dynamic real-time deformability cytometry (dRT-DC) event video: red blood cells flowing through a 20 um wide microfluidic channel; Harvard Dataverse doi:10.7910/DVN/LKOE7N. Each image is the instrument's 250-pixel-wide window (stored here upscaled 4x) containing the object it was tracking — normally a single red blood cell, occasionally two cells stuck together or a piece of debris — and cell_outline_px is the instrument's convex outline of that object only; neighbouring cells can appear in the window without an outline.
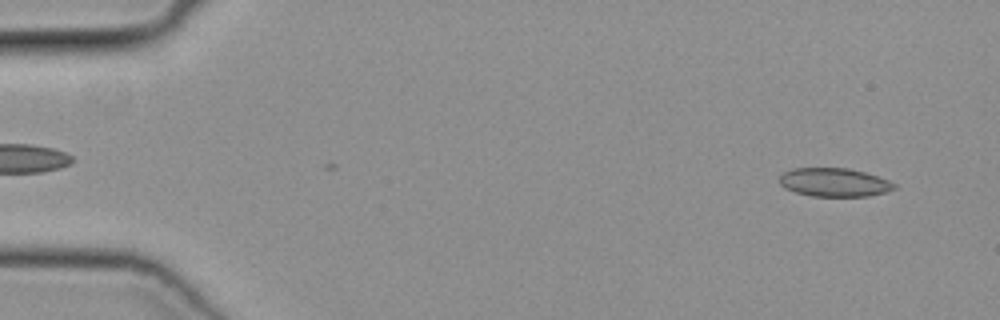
{"species": "common noctule bat (a hibernating species)", "species_latin": "Nyctalus noctula", "temperature_condition": "cold", "stored_images_in_passage": 50, "segment_of_instrument_passage": [1, 2], "camera_frame_rate_fps": 3000, "um_per_image_px": 0.085, "animal": {"sex": "female", "body_mass_g": 19.3, "forearm_length_mm": 54.1}, "frame": {"image": 1, "passage_image": 3, "time_ms": 0.667, "image_size_px": [1000, 320], "cell_outline_px": [[896, 188], [884, 192], [868, 196], [812, 196], [796, 192], [784, 188], [780, 184], [780, 176], [784, 172], [792, 168], [848, 168], [864, 172], [888, 180], [896, 184]], "centroid_in_image_um": [70.89, 15.49], "position_along_channel_um": 14.1, "area_um2": 18.96}}
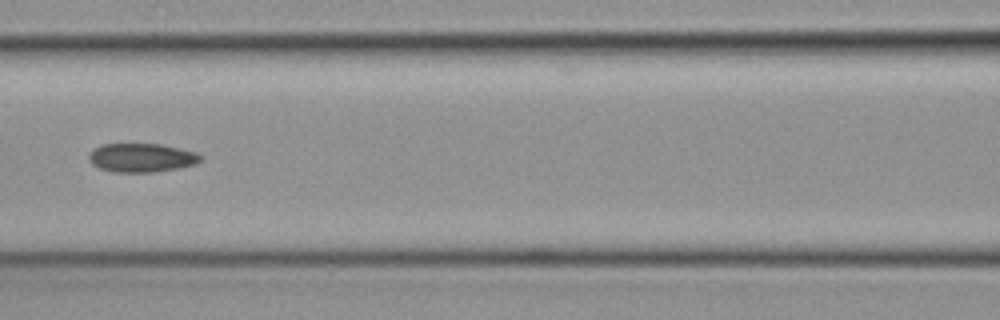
{"frame": {"image": 2, "passage_image": 22, "time_ms": 7.0, "image_size_px": [1000, 320], "cell_outline_px": [[204, 156], [196, 164], [180, 168], [152, 172], [112, 172], [100, 168], [92, 164], [88, 160], [88, 156], [92, 148], [100, 144], [160, 144], [196, 152]], "centroid_in_image_um": [12.01, 13.4], "position_along_channel_um": 154.6, "area_um2": 18.9}}
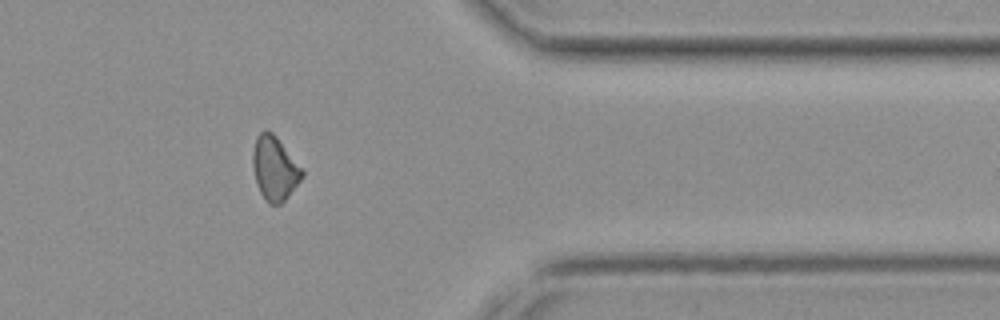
{"frame": {"image": 3, "passage_image": 40, "time_ms": 13.0, "image_size_px": [1000, 320], "cell_outline_px": [[304, 176], [288, 196], [280, 204], [268, 204], [260, 192], [256, 184], [252, 164], [252, 156], [256, 136], [264, 128], [272, 132], [276, 136], [304, 168]], "centroid_in_image_um": [23.35, 14.29], "position_along_channel_um": 388.0, "area_um2": 18.67}}